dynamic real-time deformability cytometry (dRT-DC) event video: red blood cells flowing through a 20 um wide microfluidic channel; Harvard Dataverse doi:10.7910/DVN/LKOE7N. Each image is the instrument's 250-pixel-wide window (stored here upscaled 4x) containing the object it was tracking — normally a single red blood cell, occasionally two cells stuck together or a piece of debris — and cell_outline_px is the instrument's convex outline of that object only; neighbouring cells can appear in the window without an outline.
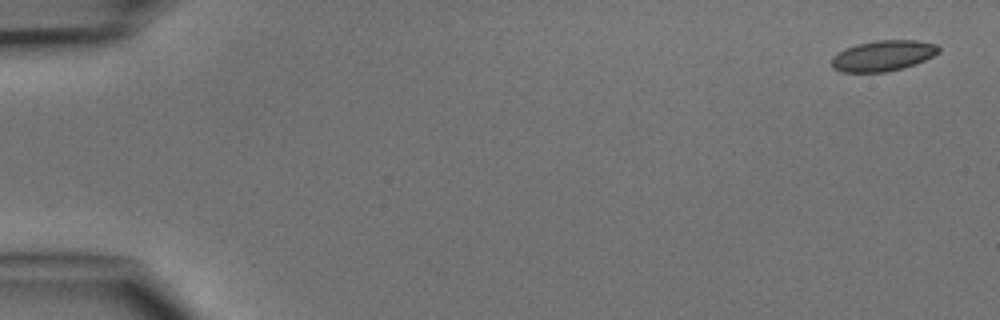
{"species": "common noctule bat (a hibernating species)", "species_latin": "Nyctalus noctula", "temperature_condition": "cold", "stored_images_in_passage": 6, "camera_frame_rate_fps": 3000, "um_per_image_px": 0.085, "animal": {"sex": "male", "body_mass_g": 15.6}, "frame": {"image": 1, "passage_image": 1, "time_ms": 0.0, "image_size_px": [1000, 320], "cell_outline_px": [[940, 52], [916, 64], [884, 72], [840, 72], [832, 68], [832, 56], [844, 48], [856, 44], [876, 40], [916, 40], [936, 44], [940, 48]], "centroid_in_image_um": [75.03, 4.73], "position_along_channel_um": 10.0, "area_um2": 19.19}}
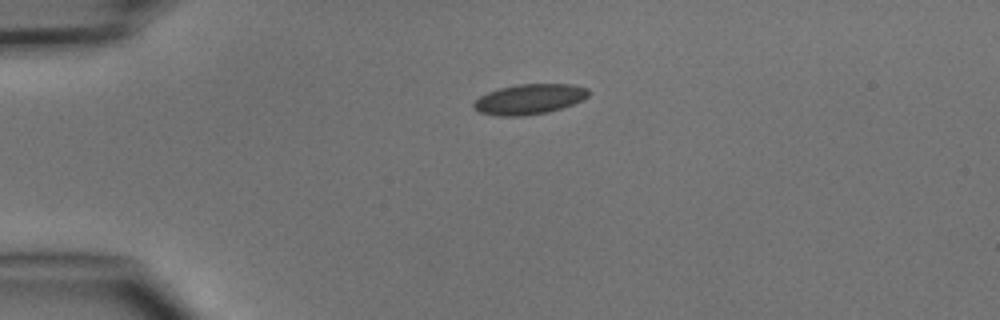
{"frame": {"image": 2, "passage_image": 4, "time_ms": 3.333, "image_size_px": [1000, 320], "cell_outline_px": [[588, 96], [572, 104], [548, 112], [524, 116], [496, 116], [480, 112], [472, 108], [472, 104], [480, 96], [488, 92], [500, 88], [516, 84], [572, 84], [588, 88]], "centroid_in_image_um": [44.95, 8.43], "position_along_channel_um": 40.0, "area_um2": 20.17}}